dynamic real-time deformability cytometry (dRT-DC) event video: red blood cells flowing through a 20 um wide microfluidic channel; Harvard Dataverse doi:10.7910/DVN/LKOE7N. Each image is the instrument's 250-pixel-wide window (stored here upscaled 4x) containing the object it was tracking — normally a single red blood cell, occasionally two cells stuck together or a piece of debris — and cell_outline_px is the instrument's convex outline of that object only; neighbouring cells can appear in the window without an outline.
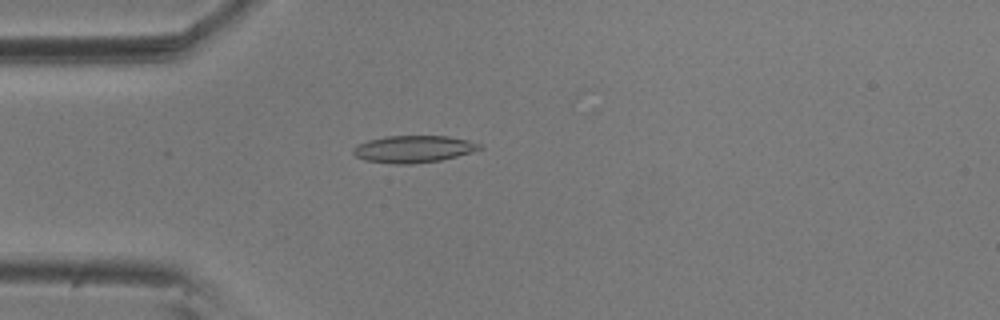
{"species": "common noctule bat (a hibernating species)", "species_latin": "Nyctalus noctula", "temperature_condition": "room temperature", "stored_images_in_passage": 18, "camera_frame_rate_fps": 3000, "um_per_image_px": 0.085, "animal": {"sex": "male", "body_mass_g": 20.5, "forearm_length_mm": 52.5}, "frame": {"image": 1, "passage_image": 4, "time_ms": 1.0, "image_size_px": [1000, 320], "cell_outline_px": [[484, 148], [472, 152], [440, 160], [412, 164], [392, 164], [364, 160], [356, 156], [352, 152], [352, 148], [356, 144], [368, 140], [384, 136], [448, 136], [468, 140], [480, 144]], "centroid_in_image_um": [35.11, 12.67], "position_along_channel_um": 49.9, "area_um2": 20.06}}
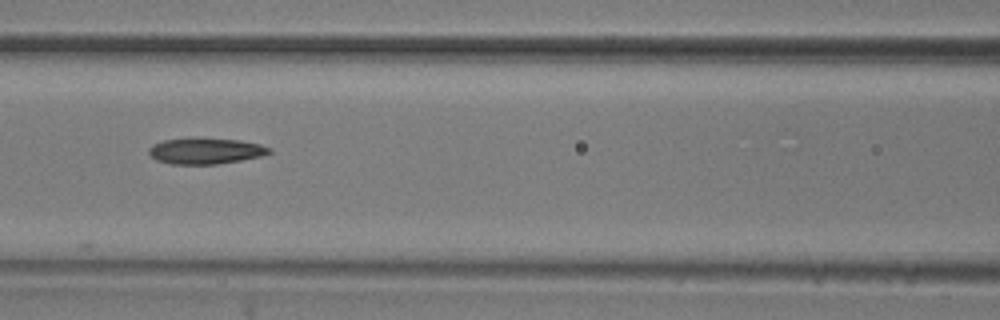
{"frame": {"image": 2, "passage_image": 13, "time_ms": 4.0, "image_size_px": [1000, 320], "cell_outline_px": [[272, 152], [264, 156], [216, 164], [172, 164], [156, 160], [148, 152], [148, 148], [152, 144], [164, 140], [196, 136], [240, 140], [260, 144], [272, 148]], "centroid_in_image_um": [17.48, 12.8], "position_along_channel_um": 149.1, "area_um2": 18.79}}
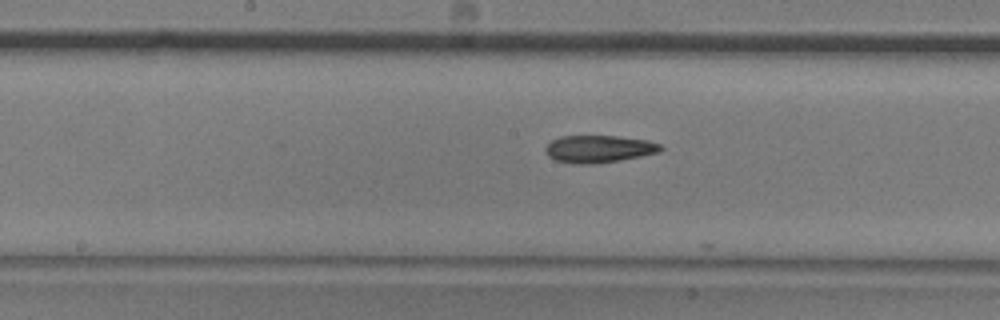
{"frame": {"image": 3, "passage_image": 17, "time_ms": 5.333, "image_size_px": [1000, 320], "cell_outline_px": [[664, 148], [660, 152], [620, 160], [592, 164], [584, 164], [556, 160], [548, 156], [544, 152], [544, 148], [552, 140], [560, 136], [616, 136], [648, 140], [660, 144]], "centroid_in_image_um": [50.91, 12.65], "position_along_channel_um": 197.3, "area_um2": 18.26}}